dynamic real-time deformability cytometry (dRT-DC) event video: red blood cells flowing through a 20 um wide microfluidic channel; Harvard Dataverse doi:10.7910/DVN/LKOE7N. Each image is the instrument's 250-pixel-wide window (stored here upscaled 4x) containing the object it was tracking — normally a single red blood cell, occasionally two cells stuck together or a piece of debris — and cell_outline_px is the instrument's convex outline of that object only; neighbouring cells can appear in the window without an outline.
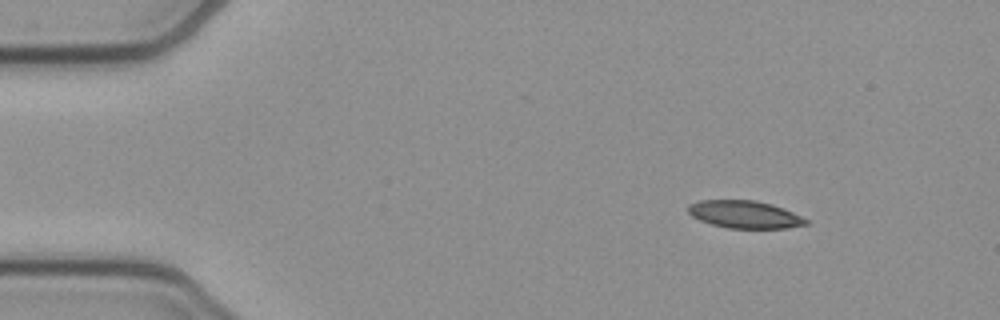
{"species": "common noctule bat (a hibernating species)", "species_latin": "Nyctalus noctula", "temperature_condition": "cold", "stored_images_in_passage": 48, "camera_frame_rate_fps": 3000, "um_per_image_px": 0.085, "animal": {"sex": "female", "body_mass_g": 21.9}, "frame": {"image": 1, "passage_image": 2, "time_ms": 0.333, "image_size_px": [1000, 320], "cell_outline_px": [[808, 224], [788, 228], [728, 228], [712, 224], [700, 220], [692, 216], [688, 212], [688, 204], [700, 200], [756, 200], [772, 204], [784, 208], [808, 220]], "centroid_in_image_um": [63.29, 18.22], "position_along_channel_um": 21.7, "area_um2": 18.9}}
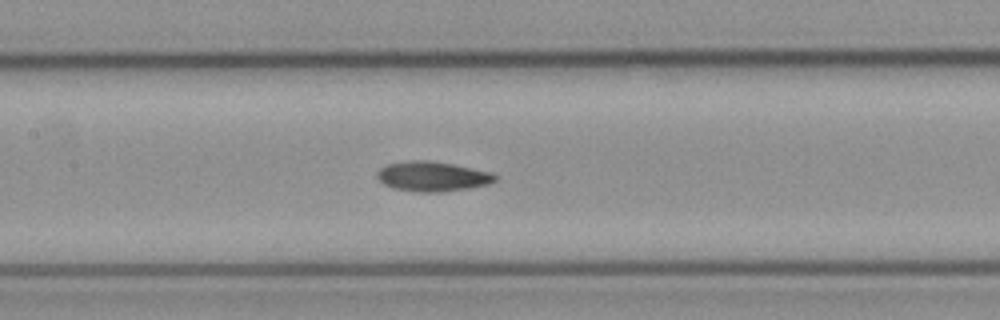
{"frame": {"image": 2, "passage_image": 20, "time_ms": 6.333, "image_size_px": [1000, 320], "cell_outline_px": [[496, 180], [488, 184], [468, 188], [444, 192], [420, 192], [392, 188], [384, 184], [376, 176], [376, 172], [380, 168], [388, 164], [412, 160], [428, 160], [452, 164], [492, 172], [496, 176]], "centroid_in_image_um": [36.74, 15.0], "position_along_channel_um": 170.7, "area_um2": 20.46}}
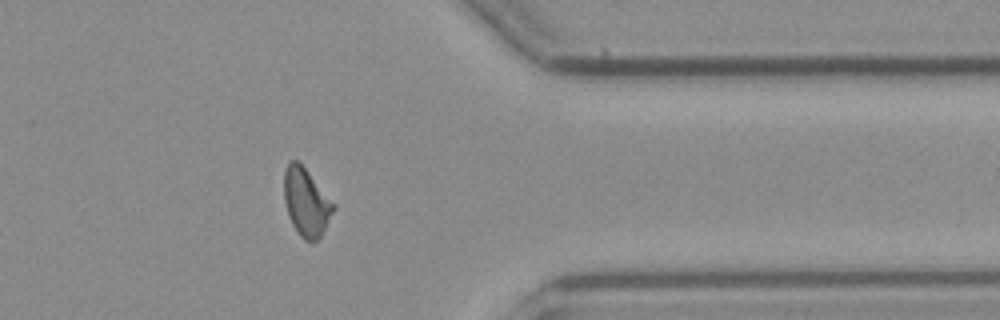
{"frame": {"image": 3, "passage_image": 38, "time_ms": 12.333, "image_size_px": [1000, 320], "cell_outline_px": [[336, 208], [320, 236], [316, 240], [304, 240], [300, 236], [292, 224], [288, 216], [284, 200], [284, 172], [288, 164], [292, 160], [296, 160], [304, 168], [336, 204]], "centroid_in_image_um": [26.03, 17.2], "position_along_channel_um": 385.4, "area_um2": 19.25}, "authors_computed_cell_mechanics": {"area_um2": 19.7098, "velocity_mm_per_s": 3.8278, "shape_relaxation_time_tau1_ms": null, "shape_relaxation_time_tau2_ms": 6.6245, "deformation_change_tau1": null, "deformation_change_tau2": 0.13}}